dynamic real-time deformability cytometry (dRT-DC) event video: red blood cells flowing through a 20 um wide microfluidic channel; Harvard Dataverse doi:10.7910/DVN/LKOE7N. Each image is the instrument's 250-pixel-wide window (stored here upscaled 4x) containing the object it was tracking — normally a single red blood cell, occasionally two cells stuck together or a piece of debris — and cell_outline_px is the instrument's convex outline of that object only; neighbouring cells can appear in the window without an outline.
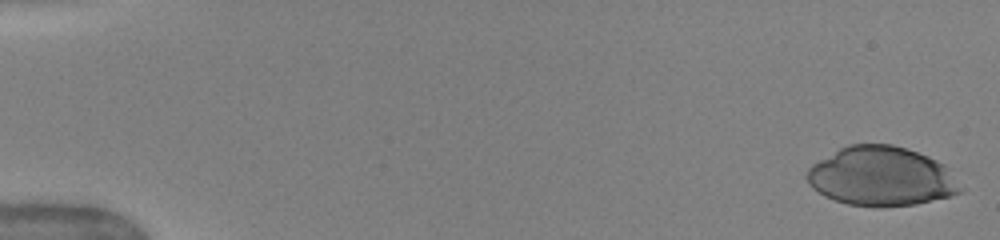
{"species": "human", "species_latin": "Homo sapiens", "temperature_condition": "warm", "stored_images_in_passage": 50, "camera_frame_rate_fps": 3000, "um_per_image_px": 0.085, "donor": {"sex": "female"}, "frame": {"image": 1, "passage_image": 1, "time_ms": 0.0, "image_size_px": [1000, 240], "cell_outline_px": [[964, 188], [960, 192], [948, 196], [916, 204], [880, 208], [876, 208], [848, 204], [824, 196], [812, 188], [808, 184], [804, 176], [808, 168], [812, 164], [840, 148], [848, 144], [892, 144], [928, 156], [944, 164]], "centroid_in_image_um": [74.88, 15.01], "position_along_channel_um": 10.1, "area_um2": 53.23}}